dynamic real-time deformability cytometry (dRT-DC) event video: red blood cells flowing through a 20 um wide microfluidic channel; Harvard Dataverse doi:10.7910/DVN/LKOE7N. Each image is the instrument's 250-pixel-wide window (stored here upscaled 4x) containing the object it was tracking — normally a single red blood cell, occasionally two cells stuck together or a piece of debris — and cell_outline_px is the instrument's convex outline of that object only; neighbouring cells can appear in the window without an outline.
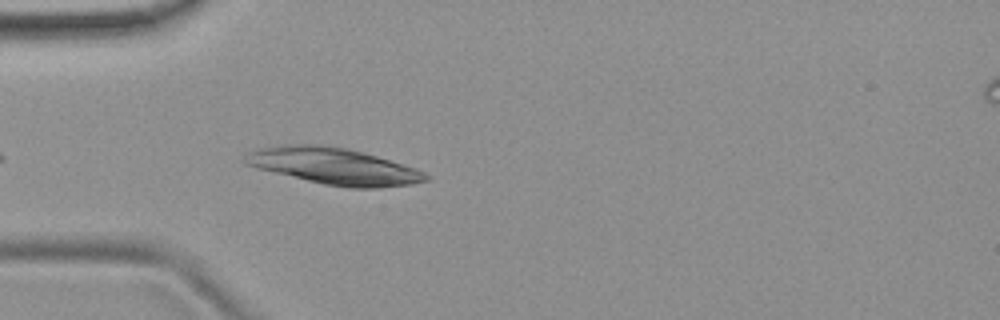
{"species": "common noctule bat (a hibernating species)", "species_latin": "Nyctalus noctula", "temperature_condition": "room temperature", "stored_images_in_passage": 4, "camera_frame_rate_fps": 3000, "um_per_image_px": 0.085, "animal": {"sex": "female", "body_mass_g": 19.9}, "frame": {"image": 1, "passage_image": 4, "time_ms": 3.667, "image_size_px": [1000, 320], "cell_outline_px": [[432, 176], [428, 180], [412, 184], [380, 188], [348, 188], [324, 184], [256, 168], [244, 164], [240, 160], [248, 152], [268, 144], [320, 144], [344, 148], [376, 156], [416, 168]], "centroid_in_image_um": [28.31, 14.11], "position_along_channel_um": 56.7, "area_um2": 38.78}}